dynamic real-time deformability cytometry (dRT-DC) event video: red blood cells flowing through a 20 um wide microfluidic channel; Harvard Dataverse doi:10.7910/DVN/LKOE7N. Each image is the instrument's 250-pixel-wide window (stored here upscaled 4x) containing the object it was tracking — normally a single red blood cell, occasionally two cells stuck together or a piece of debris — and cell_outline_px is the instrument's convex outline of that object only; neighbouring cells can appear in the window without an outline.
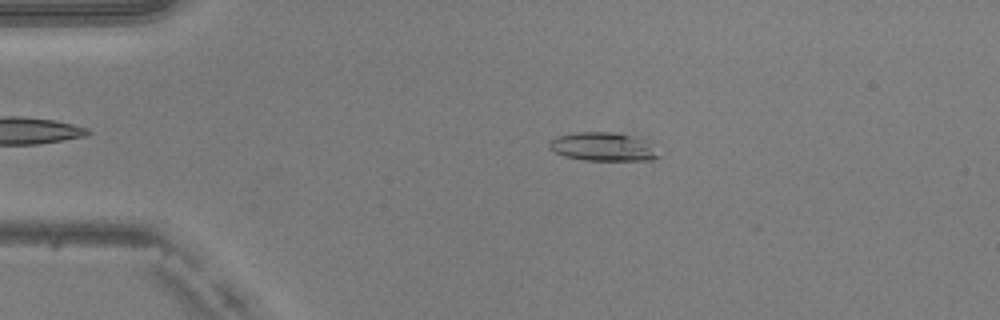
{"species": "common noctule bat (a hibernating species)", "species_latin": "Nyctalus noctula", "temperature_condition": "warm", "stored_images_in_passage": 10, "camera_frame_rate_fps": 3000, "um_per_image_px": 0.085, "animal": {"sex": "male", "body_mass_g": 20.5, "forearm_length_mm": 52.5}, "frame": {"image": 1, "passage_image": 4, "time_ms": 1.0, "image_size_px": [1000, 320], "cell_outline_px": [[660, 156], [652, 160], [584, 160], [564, 156], [548, 148], [548, 144], [556, 136], [576, 132], [612, 132], [644, 140]], "centroid_in_image_um": [51.18, 12.48], "position_along_channel_um": 33.8, "area_um2": 17.8}}
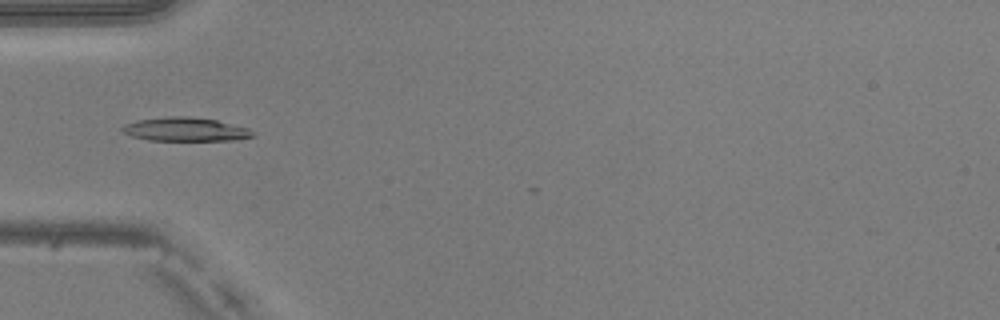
{"frame": {"image": 2, "passage_image": 10, "time_ms": 3.0, "image_size_px": [1000, 320], "cell_outline_px": [[256, 136], [236, 140], [148, 140], [132, 136], [124, 132], [120, 128], [136, 120], [168, 116], [188, 116], [216, 120], [248, 128]], "centroid_in_image_um": [15.77, 10.99], "position_along_channel_um": 69.2, "area_um2": 17.86}}